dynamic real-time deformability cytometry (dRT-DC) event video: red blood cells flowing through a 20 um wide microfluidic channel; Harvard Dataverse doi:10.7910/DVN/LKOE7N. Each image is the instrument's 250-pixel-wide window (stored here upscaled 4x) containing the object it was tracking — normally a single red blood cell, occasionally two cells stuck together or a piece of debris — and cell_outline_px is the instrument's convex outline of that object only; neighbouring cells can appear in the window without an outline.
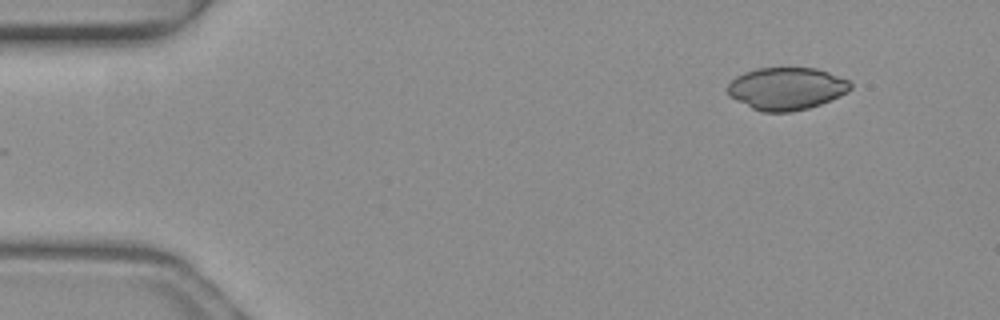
{"species": "common noctule bat (a hibernating species)", "species_latin": "Nyctalus noctula", "temperature_condition": "warm", "stored_images_in_passage": 12, "camera_frame_rate_fps": 3000, "um_per_image_px": 0.085, "animal": {"sex": "female", "body_mass_g": 19.3, "forearm_length_mm": 54.1}, "frame": {"image": 1, "passage_image": 1, "time_ms": 0.0, "image_size_px": [1000, 320], "cell_outline_px": [[852, 88], [848, 92], [840, 96], [820, 104], [808, 108], [792, 112], [760, 112], [728, 96], [728, 84], [736, 76], [744, 72], [756, 68], [816, 68], [828, 72], [848, 80], [852, 84]], "centroid_in_image_um": [66.85, 7.53], "position_along_channel_um": 18.2, "area_um2": 30.46}}